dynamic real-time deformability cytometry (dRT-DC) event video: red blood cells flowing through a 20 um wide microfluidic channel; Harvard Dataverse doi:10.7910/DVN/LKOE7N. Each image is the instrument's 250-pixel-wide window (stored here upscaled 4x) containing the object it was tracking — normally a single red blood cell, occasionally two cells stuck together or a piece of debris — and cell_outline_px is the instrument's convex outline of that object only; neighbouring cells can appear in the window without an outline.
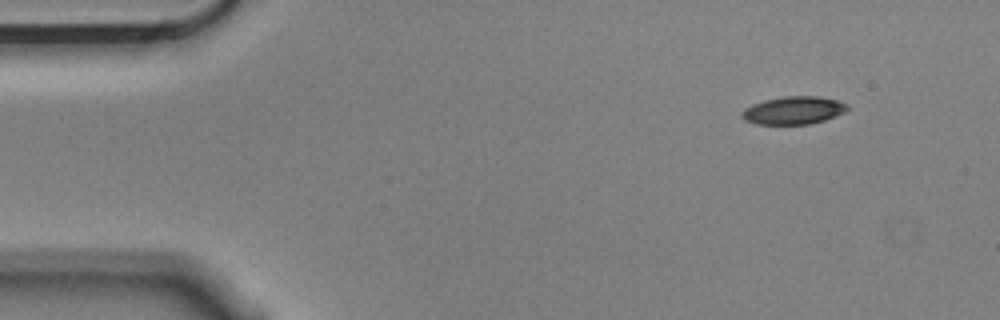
{"species": "Egyptian fruit bat (a non-hibernating species)", "species_latin": "Rousettus aegyptiacus", "temperature_condition": "cold", "stored_images_in_passage": 4, "segment_of_instrument_passage": [2, 2], "camera_frame_rate_fps": 3000, "um_per_image_px": 0.085, "animal": {"sex": "male"}, "frame": {"image": 1, "passage_image": 4, "time_ms": 1.0, "image_size_px": [1000, 320], "cell_outline_px": [[848, 108], [844, 112], [824, 120], [808, 124], [756, 124], [744, 120], [740, 116], [740, 112], [744, 108], [752, 104], [764, 100], [784, 96], [816, 96], [836, 100], [848, 104]], "centroid_in_image_um": [67.39, 9.38], "position_along_channel_um": 17.6, "area_um2": 17.11}}